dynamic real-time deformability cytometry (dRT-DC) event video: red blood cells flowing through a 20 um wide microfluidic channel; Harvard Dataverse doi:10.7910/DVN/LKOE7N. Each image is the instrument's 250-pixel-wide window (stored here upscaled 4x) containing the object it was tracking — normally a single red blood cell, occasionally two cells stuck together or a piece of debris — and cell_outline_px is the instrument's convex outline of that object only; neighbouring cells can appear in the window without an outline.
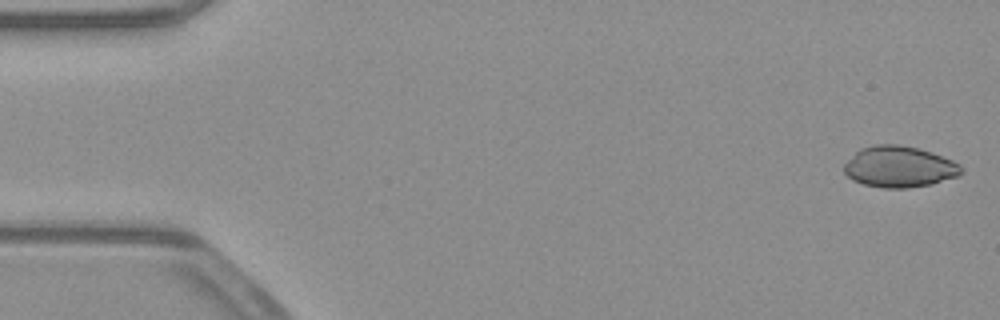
{"species": "common noctule bat (a hibernating species)", "species_latin": "Nyctalus noctula", "temperature_condition": "warm", "stored_images_in_passage": 13, "camera_frame_rate_fps": 3000, "um_per_image_px": 0.085, "animal": {"sex": "male", "body_mass_g": 23.1, "forearm_length_mm": 52.7}, "frame": {"image": 1, "passage_image": 1, "time_ms": 0.0, "image_size_px": [1000, 320], "cell_outline_px": [[964, 172], [960, 176], [932, 184], [908, 188], [884, 188], [864, 184], [852, 180], [844, 172], [844, 164], [860, 148], [876, 144], [900, 144], [932, 152], [952, 160], [960, 164], [964, 168]], "centroid_in_image_um": [76.48, 14.18], "position_along_channel_um": 8.5, "area_um2": 28.32}}